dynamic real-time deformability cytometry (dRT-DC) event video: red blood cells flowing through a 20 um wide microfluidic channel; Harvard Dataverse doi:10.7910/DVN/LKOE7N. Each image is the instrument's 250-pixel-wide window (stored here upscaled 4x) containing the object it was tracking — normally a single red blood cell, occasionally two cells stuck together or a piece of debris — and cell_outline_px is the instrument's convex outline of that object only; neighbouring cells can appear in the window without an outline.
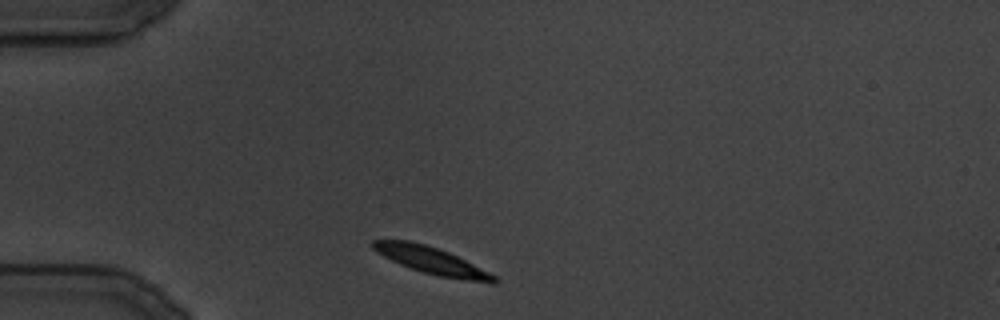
{"species": "common noctule bat (a hibernating species)", "species_latin": "Nyctalus noctula", "temperature_condition": "cold", "stored_images_in_passage": 96, "camera_frame_rate_fps": 3000, "um_per_image_px": 0.085, "animal": {"sex": "male", "body_mass_g": 19.5, "forearm_length_mm": 54.6}, "frame": {"image": 1, "passage_image": 1, "time_ms": 0.0, "image_size_px": [1000, 320], "cell_outline_px": [[500, 280], [496, 284], [492, 284], [464, 280], [440, 276], [424, 272], [400, 264], [376, 252], [372, 248], [372, 240], [412, 240], [448, 252], [496, 276]], "centroid_in_image_um": [36.7, 22.16], "position_along_channel_um": 48.3, "area_um2": 18.79}}
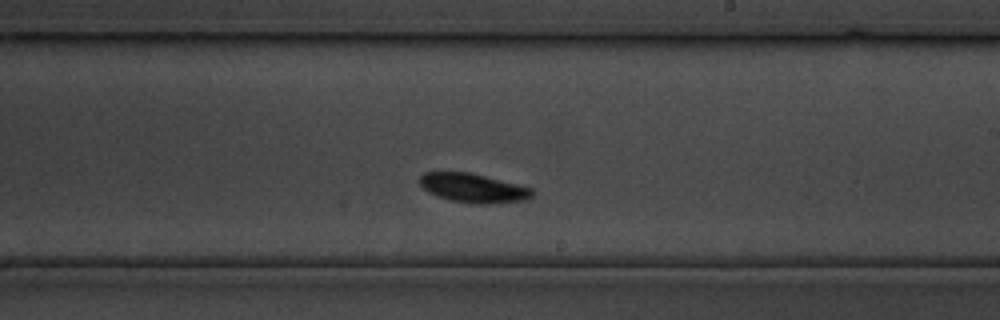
{"frame": {"image": 2, "passage_image": 44, "time_ms": 14.333, "image_size_px": [1000, 320], "cell_outline_px": [[532, 196], [524, 200], [492, 204], [472, 204], [448, 200], [428, 192], [420, 184], [420, 176], [424, 172], [468, 172], [532, 188]], "centroid_in_image_um": [40.19, 15.99], "position_along_channel_um": 248.8, "area_um2": 18.9}}
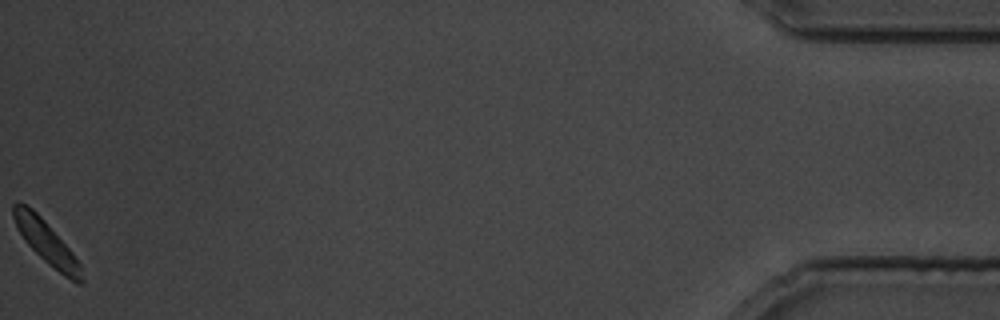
{"frame": {"image": 3, "passage_image": 96, "time_ms": 31.667, "image_size_px": [1000, 320], "cell_outline_px": [[84, 284], [80, 284], [64, 276], [48, 264], [24, 240], [16, 228], [12, 216], [12, 204], [28, 204], [44, 220], [72, 252], [80, 264], [84, 280]], "centroid_in_image_um": [3.93, 20.6], "position_along_channel_um": 431.3, "area_um2": 16.82}}